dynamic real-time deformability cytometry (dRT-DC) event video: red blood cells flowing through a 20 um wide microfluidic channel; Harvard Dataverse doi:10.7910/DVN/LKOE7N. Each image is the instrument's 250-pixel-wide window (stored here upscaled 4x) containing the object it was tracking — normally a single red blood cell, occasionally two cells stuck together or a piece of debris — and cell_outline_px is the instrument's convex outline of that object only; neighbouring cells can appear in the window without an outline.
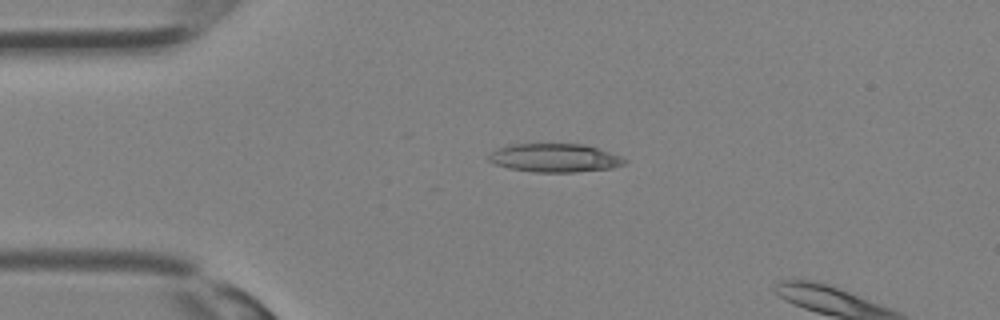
{"species": "Egyptian fruit bat (a non-hibernating species)", "species_latin": "Rousettus aegyptiacus", "temperature_condition": "room temperature", "stored_images_in_passage": 3, "camera_frame_rate_fps": 3000, "um_per_image_px": 0.085, "animal": {"sex": "female"}, "frame": {"image": 1, "passage_image": 1, "time_ms": 0.0, "image_size_px": [1000, 320], "cell_outline_px": [[628, 160], [624, 164], [612, 168], [576, 172], [532, 172], [508, 168], [496, 164], [488, 160], [488, 152], [496, 148], [512, 144], [584, 144], [620, 156]], "centroid_in_image_um": [47.11, 13.42], "position_along_channel_um": 37.9, "area_um2": 22.6}}